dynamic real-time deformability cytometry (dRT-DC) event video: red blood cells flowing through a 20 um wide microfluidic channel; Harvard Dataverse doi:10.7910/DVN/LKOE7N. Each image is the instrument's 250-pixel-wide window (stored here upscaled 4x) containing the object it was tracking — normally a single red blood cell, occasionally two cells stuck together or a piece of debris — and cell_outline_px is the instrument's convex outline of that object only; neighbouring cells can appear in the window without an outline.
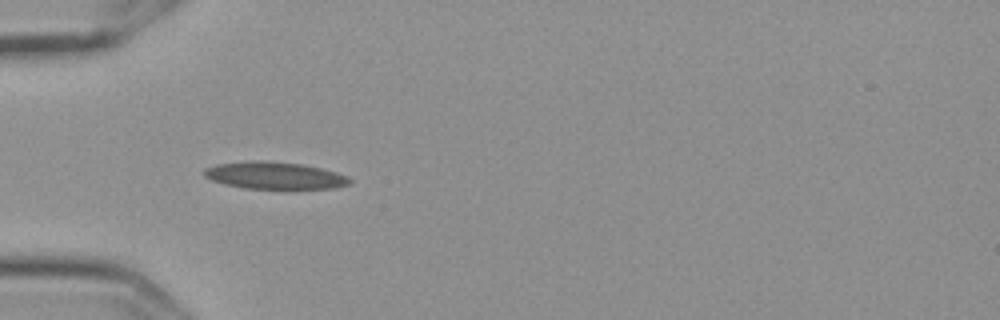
{"species": "Egyptian fruit bat (a non-hibernating species)", "species_latin": "Rousettus aegyptiacus", "temperature_condition": "cold", "stored_images_in_passage": 40, "camera_frame_rate_fps": 3000, "um_per_image_px": 0.085, "frame": {"image": 1, "passage_image": 1, "time_ms": 0.0, "image_size_px": [1000, 320], "cell_outline_px": [[352, 180], [348, 184], [336, 188], [244, 188], [224, 184], [212, 180], [204, 176], [204, 168], [216, 164], [252, 160], [256, 160], [300, 164], [320, 168], [336, 172], [348, 176]], "centroid_in_image_um": [23.32, 14.91], "position_along_channel_um": 61.7, "area_um2": 22.77}}
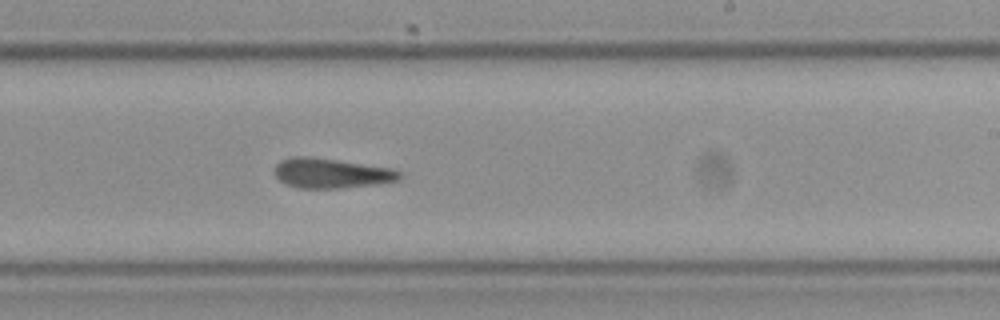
{"frame": {"image": 2, "passage_image": 18, "time_ms": 5.667, "image_size_px": [1000, 320], "cell_outline_px": [[404, 176], [400, 180], [376, 184], [340, 188], [300, 188], [284, 184], [276, 176], [276, 164], [280, 160], [292, 156], [312, 156], [388, 168], [400, 172]], "centroid_in_image_um": [28.14, 14.72], "position_along_channel_um": 260.9, "area_um2": 21.68}}
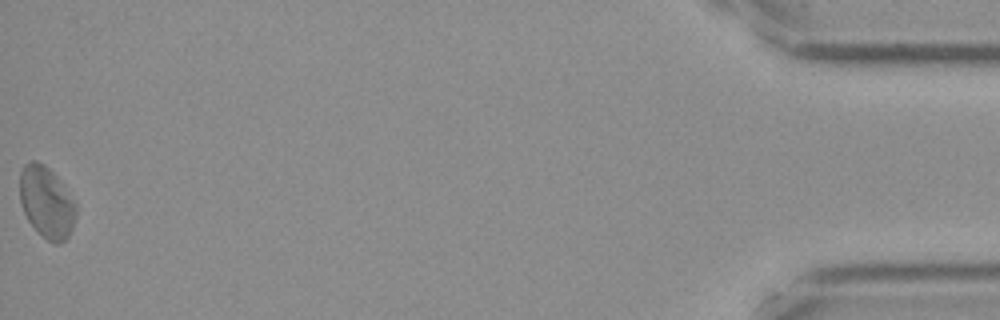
{"frame": {"image": 3, "passage_image": 40, "time_ms": 13.0, "image_size_px": [1000, 320], "cell_outline_px": [[76, 216], [72, 228], [68, 236], [60, 244], [56, 244], [48, 240], [28, 220], [24, 212], [20, 200], [20, 172], [24, 164], [32, 160], [36, 160], [44, 164], [56, 176], [76, 204]], "centroid_in_image_um": [3.95, 17.17], "position_along_channel_um": 431.3, "area_um2": 23.06}, "authors_computed_cell_mechanics": {"area_um2": 21.8484, "velocity_mm_per_s": 3.5761, "shape_relaxation_time_tau1_ms": null, "shape_relaxation_time_tau2_ms": 3.4971, "deformation_change_tau1": null, "deformation_change_tau2": 0.092}}